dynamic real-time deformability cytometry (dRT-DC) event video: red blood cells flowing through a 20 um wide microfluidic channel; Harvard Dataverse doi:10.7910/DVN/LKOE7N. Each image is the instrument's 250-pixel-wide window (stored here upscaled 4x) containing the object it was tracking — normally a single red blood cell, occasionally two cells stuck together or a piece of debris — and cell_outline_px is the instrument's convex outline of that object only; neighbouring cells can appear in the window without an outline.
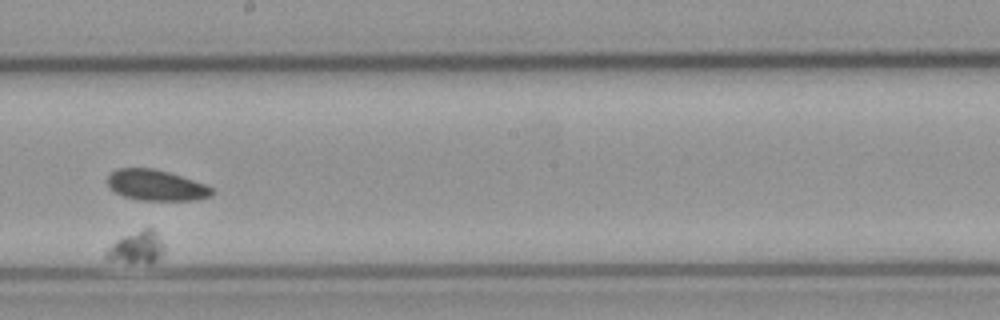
{"species": "common noctule bat (a hibernating species)", "species_latin": "Nyctalus noctula", "temperature_condition": "cold", "stored_images_in_passage": 14, "camera_frame_rate_fps": 3000, "um_per_image_px": 0.085, "animal": {"sex": "male", "body_mass_g": 23.1, "forearm_length_mm": 52.7}, "frame": {"image": 1, "passage_image": 8, "time_ms": 9.667, "image_size_px": [1000, 320], "cell_outline_px": [[164, 244], [156, 260], [148, 264], [128, 264], [108, 260], [104, 256], [104, 252], [116, 240], [124, 236], [144, 228], [152, 228]], "centroid_in_image_um": [11.55, 21.08], "position_along_channel_um": 236.7, "area_um2": 10.92}}
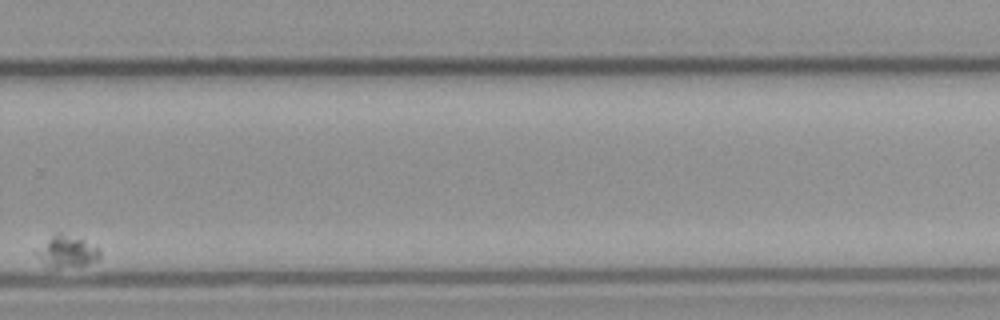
{"frame": {"image": 2, "passage_image": 11, "time_ms": 13.333, "image_size_px": [1000, 320], "cell_outline_px": [[100, 256], [96, 260], [84, 264], [56, 268], [44, 264], [32, 252], [56, 232], [60, 232], [84, 240], [100, 248]], "centroid_in_image_um": [5.64, 21.36], "position_along_channel_um": 324.2, "area_um2": 11.62}}
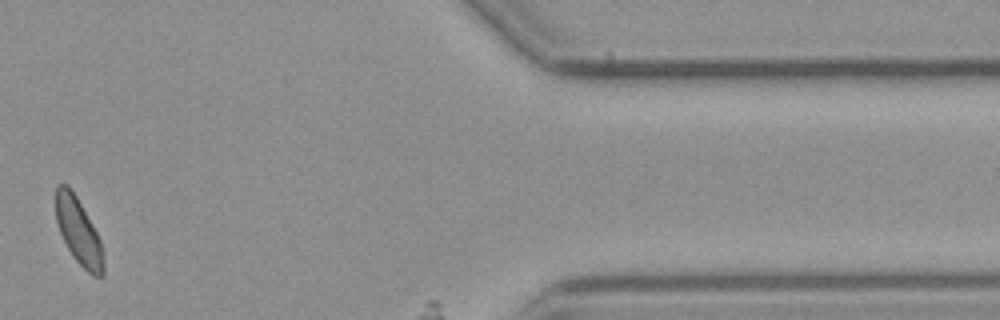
{"frame": {"image": 3, "passage_image": 13, "time_ms": 15.667, "image_size_px": [1000, 320], "cell_outline_px": [[104, 276], [100, 280], [92, 276], [72, 256], [60, 232], [56, 220], [56, 184], [68, 184], [76, 196], [92, 224], [100, 240], [104, 264]], "centroid_in_image_um": [6.69, 19.7], "position_along_channel_um": 404.7, "area_um2": 18.32}}